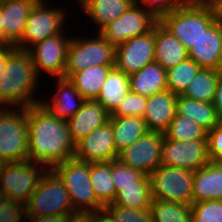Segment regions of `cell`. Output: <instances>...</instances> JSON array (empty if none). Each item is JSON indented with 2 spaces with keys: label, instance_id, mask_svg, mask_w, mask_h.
<instances>
[{
  "label": "cell",
  "instance_id": "obj_10",
  "mask_svg": "<svg viewBox=\"0 0 222 222\" xmlns=\"http://www.w3.org/2000/svg\"><path fill=\"white\" fill-rule=\"evenodd\" d=\"M45 1L39 0L32 8L23 35L14 45L16 48L29 50L31 45L55 36L64 29L62 26L66 21V11L60 7H48Z\"/></svg>",
  "mask_w": 222,
  "mask_h": 222
},
{
  "label": "cell",
  "instance_id": "obj_11",
  "mask_svg": "<svg viewBox=\"0 0 222 222\" xmlns=\"http://www.w3.org/2000/svg\"><path fill=\"white\" fill-rule=\"evenodd\" d=\"M159 22L141 4L134 3L124 14L104 27L99 33L114 47L134 37L142 36L153 30Z\"/></svg>",
  "mask_w": 222,
  "mask_h": 222
},
{
  "label": "cell",
  "instance_id": "obj_52",
  "mask_svg": "<svg viewBox=\"0 0 222 222\" xmlns=\"http://www.w3.org/2000/svg\"><path fill=\"white\" fill-rule=\"evenodd\" d=\"M180 2H206V0H180Z\"/></svg>",
  "mask_w": 222,
  "mask_h": 222
},
{
  "label": "cell",
  "instance_id": "obj_49",
  "mask_svg": "<svg viewBox=\"0 0 222 222\" xmlns=\"http://www.w3.org/2000/svg\"><path fill=\"white\" fill-rule=\"evenodd\" d=\"M0 44H11V43L3 36L1 10H0Z\"/></svg>",
  "mask_w": 222,
  "mask_h": 222
},
{
  "label": "cell",
  "instance_id": "obj_50",
  "mask_svg": "<svg viewBox=\"0 0 222 222\" xmlns=\"http://www.w3.org/2000/svg\"><path fill=\"white\" fill-rule=\"evenodd\" d=\"M9 202L8 196L5 192L0 189V209L2 206Z\"/></svg>",
  "mask_w": 222,
  "mask_h": 222
},
{
  "label": "cell",
  "instance_id": "obj_3",
  "mask_svg": "<svg viewBox=\"0 0 222 222\" xmlns=\"http://www.w3.org/2000/svg\"><path fill=\"white\" fill-rule=\"evenodd\" d=\"M216 21L209 2H181L159 23L189 50L201 34Z\"/></svg>",
  "mask_w": 222,
  "mask_h": 222
},
{
  "label": "cell",
  "instance_id": "obj_2",
  "mask_svg": "<svg viewBox=\"0 0 222 222\" xmlns=\"http://www.w3.org/2000/svg\"><path fill=\"white\" fill-rule=\"evenodd\" d=\"M38 77L29 50L15 47L9 53L0 75V107L4 105L16 109L41 102V99L33 97Z\"/></svg>",
  "mask_w": 222,
  "mask_h": 222
},
{
  "label": "cell",
  "instance_id": "obj_1",
  "mask_svg": "<svg viewBox=\"0 0 222 222\" xmlns=\"http://www.w3.org/2000/svg\"><path fill=\"white\" fill-rule=\"evenodd\" d=\"M27 125L29 161L51 170L74 158L75 143L67 121L57 118L42 101L27 107Z\"/></svg>",
  "mask_w": 222,
  "mask_h": 222
},
{
  "label": "cell",
  "instance_id": "obj_9",
  "mask_svg": "<svg viewBox=\"0 0 222 222\" xmlns=\"http://www.w3.org/2000/svg\"><path fill=\"white\" fill-rule=\"evenodd\" d=\"M38 165L40 164L29 160L6 163L0 174V189L7 194L9 201L26 206L47 170Z\"/></svg>",
  "mask_w": 222,
  "mask_h": 222
},
{
  "label": "cell",
  "instance_id": "obj_8",
  "mask_svg": "<svg viewBox=\"0 0 222 222\" xmlns=\"http://www.w3.org/2000/svg\"><path fill=\"white\" fill-rule=\"evenodd\" d=\"M149 178L153 200L193 203L194 171L160 165Z\"/></svg>",
  "mask_w": 222,
  "mask_h": 222
},
{
  "label": "cell",
  "instance_id": "obj_29",
  "mask_svg": "<svg viewBox=\"0 0 222 222\" xmlns=\"http://www.w3.org/2000/svg\"><path fill=\"white\" fill-rule=\"evenodd\" d=\"M114 66H93L74 73L70 82L85 100H96L108 72Z\"/></svg>",
  "mask_w": 222,
  "mask_h": 222
},
{
  "label": "cell",
  "instance_id": "obj_4",
  "mask_svg": "<svg viewBox=\"0 0 222 222\" xmlns=\"http://www.w3.org/2000/svg\"><path fill=\"white\" fill-rule=\"evenodd\" d=\"M67 189L74 211H104L90 181V163L71 158L52 169Z\"/></svg>",
  "mask_w": 222,
  "mask_h": 222
},
{
  "label": "cell",
  "instance_id": "obj_48",
  "mask_svg": "<svg viewBox=\"0 0 222 222\" xmlns=\"http://www.w3.org/2000/svg\"><path fill=\"white\" fill-rule=\"evenodd\" d=\"M96 222H114V221L105 211H101L96 214Z\"/></svg>",
  "mask_w": 222,
  "mask_h": 222
},
{
  "label": "cell",
  "instance_id": "obj_28",
  "mask_svg": "<svg viewBox=\"0 0 222 222\" xmlns=\"http://www.w3.org/2000/svg\"><path fill=\"white\" fill-rule=\"evenodd\" d=\"M176 111L177 114L192 118L207 132L220 121L212 102H201L183 95H177Z\"/></svg>",
  "mask_w": 222,
  "mask_h": 222
},
{
  "label": "cell",
  "instance_id": "obj_38",
  "mask_svg": "<svg viewBox=\"0 0 222 222\" xmlns=\"http://www.w3.org/2000/svg\"><path fill=\"white\" fill-rule=\"evenodd\" d=\"M104 211L114 222H153L150 209H130L122 206H105Z\"/></svg>",
  "mask_w": 222,
  "mask_h": 222
},
{
  "label": "cell",
  "instance_id": "obj_13",
  "mask_svg": "<svg viewBox=\"0 0 222 222\" xmlns=\"http://www.w3.org/2000/svg\"><path fill=\"white\" fill-rule=\"evenodd\" d=\"M163 134L148 131L131 146L118 154L122 163L149 176L161 165Z\"/></svg>",
  "mask_w": 222,
  "mask_h": 222
},
{
  "label": "cell",
  "instance_id": "obj_17",
  "mask_svg": "<svg viewBox=\"0 0 222 222\" xmlns=\"http://www.w3.org/2000/svg\"><path fill=\"white\" fill-rule=\"evenodd\" d=\"M188 56L203 69L222 71V24L217 20L188 50Z\"/></svg>",
  "mask_w": 222,
  "mask_h": 222
},
{
  "label": "cell",
  "instance_id": "obj_39",
  "mask_svg": "<svg viewBox=\"0 0 222 222\" xmlns=\"http://www.w3.org/2000/svg\"><path fill=\"white\" fill-rule=\"evenodd\" d=\"M147 105V97L129 91L111 116L142 117Z\"/></svg>",
  "mask_w": 222,
  "mask_h": 222
},
{
  "label": "cell",
  "instance_id": "obj_26",
  "mask_svg": "<svg viewBox=\"0 0 222 222\" xmlns=\"http://www.w3.org/2000/svg\"><path fill=\"white\" fill-rule=\"evenodd\" d=\"M114 143L119 153L139 140L149 130L142 117L110 116Z\"/></svg>",
  "mask_w": 222,
  "mask_h": 222
},
{
  "label": "cell",
  "instance_id": "obj_41",
  "mask_svg": "<svg viewBox=\"0 0 222 222\" xmlns=\"http://www.w3.org/2000/svg\"><path fill=\"white\" fill-rule=\"evenodd\" d=\"M133 3L143 4L142 6L150 11L157 19L170 13L181 2L180 0H133Z\"/></svg>",
  "mask_w": 222,
  "mask_h": 222
},
{
  "label": "cell",
  "instance_id": "obj_31",
  "mask_svg": "<svg viewBox=\"0 0 222 222\" xmlns=\"http://www.w3.org/2000/svg\"><path fill=\"white\" fill-rule=\"evenodd\" d=\"M219 72L215 69L202 68L182 95L201 102H212Z\"/></svg>",
  "mask_w": 222,
  "mask_h": 222
},
{
  "label": "cell",
  "instance_id": "obj_7",
  "mask_svg": "<svg viewBox=\"0 0 222 222\" xmlns=\"http://www.w3.org/2000/svg\"><path fill=\"white\" fill-rule=\"evenodd\" d=\"M92 38H76L70 41L64 78L93 66H115V47L97 32Z\"/></svg>",
  "mask_w": 222,
  "mask_h": 222
},
{
  "label": "cell",
  "instance_id": "obj_20",
  "mask_svg": "<svg viewBox=\"0 0 222 222\" xmlns=\"http://www.w3.org/2000/svg\"><path fill=\"white\" fill-rule=\"evenodd\" d=\"M39 0H13L0 5L3 36L15 45L22 37L27 19Z\"/></svg>",
  "mask_w": 222,
  "mask_h": 222
},
{
  "label": "cell",
  "instance_id": "obj_27",
  "mask_svg": "<svg viewBox=\"0 0 222 222\" xmlns=\"http://www.w3.org/2000/svg\"><path fill=\"white\" fill-rule=\"evenodd\" d=\"M133 4V0H85L82 8L85 14L93 19L100 32Z\"/></svg>",
  "mask_w": 222,
  "mask_h": 222
},
{
  "label": "cell",
  "instance_id": "obj_33",
  "mask_svg": "<svg viewBox=\"0 0 222 222\" xmlns=\"http://www.w3.org/2000/svg\"><path fill=\"white\" fill-rule=\"evenodd\" d=\"M151 185L120 187V192L112 204L106 206H122L130 209H150L152 204Z\"/></svg>",
  "mask_w": 222,
  "mask_h": 222
},
{
  "label": "cell",
  "instance_id": "obj_18",
  "mask_svg": "<svg viewBox=\"0 0 222 222\" xmlns=\"http://www.w3.org/2000/svg\"><path fill=\"white\" fill-rule=\"evenodd\" d=\"M110 116L96 100H85L81 108L67 120L72 141L76 144L92 131L109 122Z\"/></svg>",
  "mask_w": 222,
  "mask_h": 222
},
{
  "label": "cell",
  "instance_id": "obj_40",
  "mask_svg": "<svg viewBox=\"0 0 222 222\" xmlns=\"http://www.w3.org/2000/svg\"><path fill=\"white\" fill-rule=\"evenodd\" d=\"M209 162H222V120L207 132Z\"/></svg>",
  "mask_w": 222,
  "mask_h": 222
},
{
  "label": "cell",
  "instance_id": "obj_6",
  "mask_svg": "<svg viewBox=\"0 0 222 222\" xmlns=\"http://www.w3.org/2000/svg\"><path fill=\"white\" fill-rule=\"evenodd\" d=\"M11 109L0 107V158L6 163L28 160L27 107Z\"/></svg>",
  "mask_w": 222,
  "mask_h": 222
},
{
  "label": "cell",
  "instance_id": "obj_22",
  "mask_svg": "<svg viewBox=\"0 0 222 222\" xmlns=\"http://www.w3.org/2000/svg\"><path fill=\"white\" fill-rule=\"evenodd\" d=\"M187 58L188 50L158 22L155 25V61L167 71Z\"/></svg>",
  "mask_w": 222,
  "mask_h": 222
},
{
  "label": "cell",
  "instance_id": "obj_53",
  "mask_svg": "<svg viewBox=\"0 0 222 222\" xmlns=\"http://www.w3.org/2000/svg\"><path fill=\"white\" fill-rule=\"evenodd\" d=\"M76 1H79L78 3H80V6H82L85 0H76Z\"/></svg>",
  "mask_w": 222,
  "mask_h": 222
},
{
  "label": "cell",
  "instance_id": "obj_34",
  "mask_svg": "<svg viewBox=\"0 0 222 222\" xmlns=\"http://www.w3.org/2000/svg\"><path fill=\"white\" fill-rule=\"evenodd\" d=\"M150 210L153 222H192L191 205L153 200Z\"/></svg>",
  "mask_w": 222,
  "mask_h": 222
},
{
  "label": "cell",
  "instance_id": "obj_35",
  "mask_svg": "<svg viewBox=\"0 0 222 222\" xmlns=\"http://www.w3.org/2000/svg\"><path fill=\"white\" fill-rule=\"evenodd\" d=\"M164 135L171 140L180 142L207 139V131L203 127L192 118L177 113Z\"/></svg>",
  "mask_w": 222,
  "mask_h": 222
},
{
  "label": "cell",
  "instance_id": "obj_43",
  "mask_svg": "<svg viewBox=\"0 0 222 222\" xmlns=\"http://www.w3.org/2000/svg\"><path fill=\"white\" fill-rule=\"evenodd\" d=\"M94 211H74L67 216L66 222H96Z\"/></svg>",
  "mask_w": 222,
  "mask_h": 222
},
{
  "label": "cell",
  "instance_id": "obj_12",
  "mask_svg": "<svg viewBox=\"0 0 222 222\" xmlns=\"http://www.w3.org/2000/svg\"><path fill=\"white\" fill-rule=\"evenodd\" d=\"M209 162L207 139L176 141L163 134L161 165L196 171Z\"/></svg>",
  "mask_w": 222,
  "mask_h": 222
},
{
  "label": "cell",
  "instance_id": "obj_46",
  "mask_svg": "<svg viewBox=\"0 0 222 222\" xmlns=\"http://www.w3.org/2000/svg\"><path fill=\"white\" fill-rule=\"evenodd\" d=\"M15 48L12 44H0V75L8 59L9 53Z\"/></svg>",
  "mask_w": 222,
  "mask_h": 222
},
{
  "label": "cell",
  "instance_id": "obj_19",
  "mask_svg": "<svg viewBox=\"0 0 222 222\" xmlns=\"http://www.w3.org/2000/svg\"><path fill=\"white\" fill-rule=\"evenodd\" d=\"M177 95L165 90L147 97L143 119L149 131L164 134L177 111Z\"/></svg>",
  "mask_w": 222,
  "mask_h": 222
},
{
  "label": "cell",
  "instance_id": "obj_44",
  "mask_svg": "<svg viewBox=\"0 0 222 222\" xmlns=\"http://www.w3.org/2000/svg\"><path fill=\"white\" fill-rule=\"evenodd\" d=\"M212 104L215 107L218 118L222 120V71L219 72Z\"/></svg>",
  "mask_w": 222,
  "mask_h": 222
},
{
  "label": "cell",
  "instance_id": "obj_5",
  "mask_svg": "<svg viewBox=\"0 0 222 222\" xmlns=\"http://www.w3.org/2000/svg\"><path fill=\"white\" fill-rule=\"evenodd\" d=\"M74 212L70 195L62 180L46 170L26 204V216H68Z\"/></svg>",
  "mask_w": 222,
  "mask_h": 222
},
{
  "label": "cell",
  "instance_id": "obj_24",
  "mask_svg": "<svg viewBox=\"0 0 222 222\" xmlns=\"http://www.w3.org/2000/svg\"><path fill=\"white\" fill-rule=\"evenodd\" d=\"M130 91L145 97L167 90L166 70L156 61L129 75Z\"/></svg>",
  "mask_w": 222,
  "mask_h": 222
},
{
  "label": "cell",
  "instance_id": "obj_45",
  "mask_svg": "<svg viewBox=\"0 0 222 222\" xmlns=\"http://www.w3.org/2000/svg\"><path fill=\"white\" fill-rule=\"evenodd\" d=\"M29 222H66L67 216H26L25 221Z\"/></svg>",
  "mask_w": 222,
  "mask_h": 222
},
{
  "label": "cell",
  "instance_id": "obj_36",
  "mask_svg": "<svg viewBox=\"0 0 222 222\" xmlns=\"http://www.w3.org/2000/svg\"><path fill=\"white\" fill-rule=\"evenodd\" d=\"M111 175L116 194L120 192V187L151 185L149 176L122 163L118 159H113L111 161Z\"/></svg>",
  "mask_w": 222,
  "mask_h": 222
},
{
  "label": "cell",
  "instance_id": "obj_15",
  "mask_svg": "<svg viewBox=\"0 0 222 222\" xmlns=\"http://www.w3.org/2000/svg\"><path fill=\"white\" fill-rule=\"evenodd\" d=\"M155 61V26L145 35L134 37L115 47V66L131 75Z\"/></svg>",
  "mask_w": 222,
  "mask_h": 222
},
{
  "label": "cell",
  "instance_id": "obj_47",
  "mask_svg": "<svg viewBox=\"0 0 222 222\" xmlns=\"http://www.w3.org/2000/svg\"><path fill=\"white\" fill-rule=\"evenodd\" d=\"M215 19L222 24V0H210Z\"/></svg>",
  "mask_w": 222,
  "mask_h": 222
},
{
  "label": "cell",
  "instance_id": "obj_51",
  "mask_svg": "<svg viewBox=\"0 0 222 222\" xmlns=\"http://www.w3.org/2000/svg\"><path fill=\"white\" fill-rule=\"evenodd\" d=\"M5 165H6V162L2 158H0V174L2 173Z\"/></svg>",
  "mask_w": 222,
  "mask_h": 222
},
{
  "label": "cell",
  "instance_id": "obj_25",
  "mask_svg": "<svg viewBox=\"0 0 222 222\" xmlns=\"http://www.w3.org/2000/svg\"><path fill=\"white\" fill-rule=\"evenodd\" d=\"M129 91V75L114 66L108 72L96 101L111 115L124 100Z\"/></svg>",
  "mask_w": 222,
  "mask_h": 222
},
{
  "label": "cell",
  "instance_id": "obj_32",
  "mask_svg": "<svg viewBox=\"0 0 222 222\" xmlns=\"http://www.w3.org/2000/svg\"><path fill=\"white\" fill-rule=\"evenodd\" d=\"M202 68L190 58L166 71L167 90L182 95Z\"/></svg>",
  "mask_w": 222,
  "mask_h": 222
},
{
  "label": "cell",
  "instance_id": "obj_37",
  "mask_svg": "<svg viewBox=\"0 0 222 222\" xmlns=\"http://www.w3.org/2000/svg\"><path fill=\"white\" fill-rule=\"evenodd\" d=\"M192 222H222V200H204L191 204Z\"/></svg>",
  "mask_w": 222,
  "mask_h": 222
},
{
  "label": "cell",
  "instance_id": "obj_21",
  "mask_svg": "<svg viewBox=\"0 0 222 222\" xmlns=\"http://www.w3.org/2000/svg\"><path fill=\"white\" fill-rule=\"evenodd\" d=\"M222 200V162H208L194 172L193 203Z\"/></svg>",
  "mask_w": 222,
  "mask_h": 222
},
{
  "label": "cell",
  "instance_id": "obj_42",
  "mask_svg": "<svg viewBox=\"0 0 222 222\" xmlns=\"http://www.w3.org/2000/svg\"><path fill=\"white\" fill-rule=\"evenodd\" d=\"M25 218V205L9 201L0 209V222H21L25 221Z\"/></svg>",
  "mask_w": 222,
  "mask_h": 222
},
{
  "label": "cell",
  "instance_id": "obj_30",
  "mask_svg": "<svg viewBox=\"0 0 222 222\" xmlns=\"http://www.w3.org/2000/svg\"><path fill=\"white\" fill-rule=\"evenodd\" d=\"M90 181L97 200L105 207L116 198L111 175V161L90 163Z\"/></svg>",
  "mask_w": 222,
  "mask_h": 222
},
{
  "label": "cell",
  "instance_id": "obj_14",
  "mask_svg": "<svg viewBox=\"0 0 222 222\" xmlns=\"http://www.w3.org/2000/svg\"><path fill=\"white\" fill-rule=\"evenodd\" d=\"M65 34L62 31L31 46L29 49L38 76L44 71V73L48 72L53 77L64 78L68 47L72 39V37H65Z\"/></svg>",
  "mask_w": 222,
  "mask_h": 222
},
{
  "label": "cell",
  "instance_id": "obj_23",
  "mask_svg": "<svg viewBox=\"0 0 222 222\" xmlns=\"http://www.w3.org/2000/svg\"><path fill=\"white\" fill-rule=\"evenodd\" d=\"M58 88L56 94L52 96V102L49 100L42 103L59 119L68 120L72 117L82 106L85 99L76 90L75 86L66 78H56Z\"/></svg>",
  "mask_w": 222,
  "mask_h": 222
},
{
  "label": "cell",
  "instance_id": "obj_16",
  "mask_svg": "<svg viewBox=\"0 0 222 222\" xmlns=\"http://www.w3.org/2000/svg\"><path fill=\"white\" fill-rule=\"evenodd\" d=\"M111 122L95 129L75 144L74 158L92 162H106L118 158Z\"/></svg>",
  "mask_w": 222,
  "mask_h": 222
}]
</instances>
